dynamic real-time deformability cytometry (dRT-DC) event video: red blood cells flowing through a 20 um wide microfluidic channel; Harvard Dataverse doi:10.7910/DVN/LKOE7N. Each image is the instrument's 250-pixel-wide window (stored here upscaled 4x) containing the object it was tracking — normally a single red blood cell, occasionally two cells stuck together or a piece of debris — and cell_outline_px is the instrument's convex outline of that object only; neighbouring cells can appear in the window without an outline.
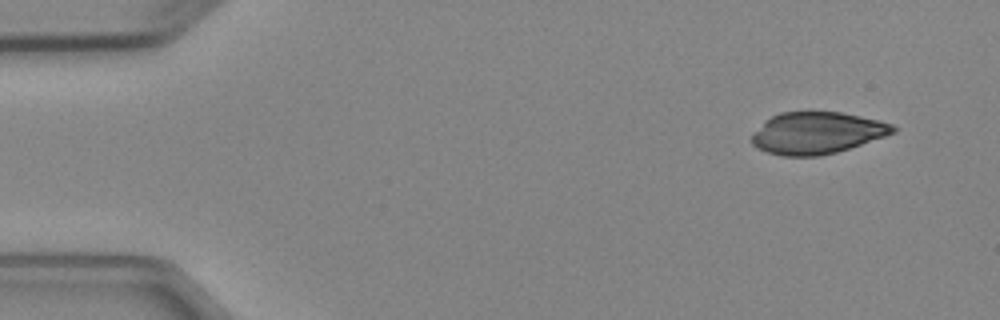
{"species": "Egyptian fruit bat (a non-hibernating species)", "species_latin": "Rousettus aegyptiacus", "temperature_condition": "cold", "stored_images_in_passage": 5, "segment_of_instrument_passage": [1, 2], "camera_frame_rate_fps": 3000, "um_per_image_px": 0.085, "animal": {"sex": "female"}, "frame": {"image": 1, "passage_image": 1, "time_ms": 0.0, "image_size_px": [1000, 320], "cell_outline_px": [[896, 132], [836, 152], [820, 156], [784, 156], [768, 152], [756, 148], [752, 144], [752, 136], [764, 120], [780, 112], [808, 108], [840, 112], [880, 120], [892, 124], [896, 128]], "centroid_in_image_um": [69.41, 11.25], "position_along_channel_um": 15.6, "area_um2": 35.03}}